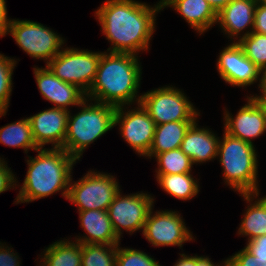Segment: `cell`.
<instances>
[{
	"label": "cell",
	"mask_w": 266,
	"mask_h": 266,
	"mask_svg": "<svg viewBox=\"0 0 266 266\" xmlns=\"http://www.w3.org/2000/svg\"><path fill=\"white\" fill-rule=\"evenodd\" d=\"M162 10L161 1L151 8L134 0H108L96 11L106 39L112 42L108 51L137 55L148 50L155 30L156 13Z\"/></svg>",
	"instance_id": "6da1fadb"
},
{
	"label": "cell",
	"mask_w": 266,
	"mask_h": 266,
	"mask_svg": "<svg viewBox=\"0 0 266 266\" xmlns=\"http://www.w3.org/2000/svg\"><path fill=\"white\" fill-rule=\"evenodd\" d=\"M138 57L130 53H102L87 98L115 107L134 102L140 86Z\"/></svg>",
	"instance_id": "7a4b0ae2"
},
{
	"label": "cell",
	"mask_w": 266,
	"mask_h": 266,
	"mask_svg": "<svg viewBox=\"0 0 266 266\" xmlns=\"http://www.w3.org/2000/svg\"><path fill=\"white\" fill-rule=\"evenodd\" d=\"M37 152L36 157L27 160L28 171L15 202H31L63 189L62 196L67 198L77 159L62 148H39Z\"/></svg>",
	"instance_id": "3957f363"
},
{
	"label": "cell",
	"mask_w": 266,
	"mask_h": 266,
	"mask_svg": "<svg viewBox=\"0 0 266 266\" xmlns=\"http://www.w3.org/2000/svg\"><path fill=\"white\" fill-rule=\"evenodd\" d=\"M217 156L224 169V179L230 187L240 192L247 202L259 195L257 188V154L253 143L233 137L224 131L219 140ZM256 195V196H255Z\"/></svg>",
	"instance_id": "277c9868"
},
{
	"label": "cell",
	"mask_w": 266,
	"mask_h": 266,
	"mask_svg": "<svg viewBox=\"0 0 266 266\" xmlns=\"http://www.w3.org/2000/svg\"><path fill=\"white\" fill-rule=\"evenodd\" d=\"M81 103L82 110L74 116L68 115L67 131L62 149L79 160L87 146L105 134L114 125L116 107L95 102Z\"/></svg>",
	"instance_id": "5b68a950"
},
{
	"label": "cell",
	"mask_w": 266,
	"mask_h": 266,
	"mask_svg": "<svg viewBox=\"0 0 266 266\" xmlns=\"http://www.w3.org/2000/svg\"><path fill=\"white\" fill-rule=\"evenodd\" d=\"M137 100L156 125L173 121H196L199 115L184 93L170 86L151 90L138 96Z\"/></svg>",
	"instance_id": "8992f818"
},
{
	"label": "cell",
	"mask_w": 266,
	"mask_h": 266,
	"mask_svg": "<svg viewBox=\"0 0 266 266\" xmlns=\"http://www.w3.org/2000/svg\"><path fill=\"white\" fill-rule=\"evenodd\" d=\"M78 50L61 49L46 66L60 80L74 84L87 93L94 82L101 53Z\"/></svg>",
	"instance_id": "52a82bcc"
},
{
	"label": "cell",
	"mask_w": 266,
	"mask_h": 266,
	"mask_svg": "<svg viewBox=\"0 0 266 266\" xmlns=\"http://www.w3.org/2000/svg\"><path fill=\"white\" fill-rule=\"evenodd\" d=\"M71 183L66 199L78 206V211H107L120 191L114 176L107 173L89 171L81 180Z\"/></svg>",
	"instance_id": "ba28073f"
},
{
	"label": "cell",
	"mask_w": 266,
	"mask_h": 266,
	"mask_svg": "<svg viewBox=\"0 0 266 266\" xmlns=\"http://www.w3.org/2000/svg\"><path fill=\"white\" fill-rule=\"evenodd\" d=\"M17 45L35 59L47 64L61 51L64 40L48 27L30 20H11L8 33Z\"/></svg>",
	"instance_id": "9c48e42d"
},
{
	"label": "cell",
	"mask_w": 266,
	"mask_h": 266,
	"mask_svg": "<svg viewBox=\"0 0 266 266\" xmlns=\"http://www.w3.org/2000/svg\"><path fill=\"white\" fill-rule=\"evenodd\" d=\"M153 206V198L145 193L122 196L119 193L108 207V215L116 232L121 237V229L130 233L144 229L148 213Z\"/></svg>",
	"instance_id": "30bf717a"
},
{
	"label": "cell",
	"mask_w": 266,
	"mask_h": 266,
	"mask_svg": "<svg viewBox=\"0 0 266 266\" xmlns=\"http://www.w3.org/2000/svg\"><path fill=\"white\" fill-rule=\"evenodd\" d=\"M123 109V106L116 107L114 125L120 124L125 141L140 155L146 156L154 140L156 124L141 104L131 111L123 112Z\"/></svg>",
	"instance_id": "8fae6325"
},
{
	"label": "cell",
	"mask_w": 266,
	"mask_h": 266,
	"mask_svg": "<svg viewBox=\"0 0 266 266\" xmlns=\"http://www.w3.org/2000/svg\"><path fill=\"white\" fill-rule=\"evenodd\" d=\"M150 209L144 224L143 235L154 246H171L182 244L193 239L183 219L175 211H161L152 215Z\"/></svg>",
	"instance_id": "7c38bea8"
},
{
	"label": "cell",
	"mask_w": 266,
	"mask_h": 266,
	"mask_svg": "<svg viewBox=\"0 0 266 266\" xmlns=\"http://www.w3.org/2000/svg\"><path fill=\"white\" fill-rule=\"evenodd\" d=\"M217 68L226 83L238 87L253 84L261 74V70L245 56L237 42L222 50L217 61Z\"/></svg>",
	"instance_id": "4fadbf2b"
},
{
	"label": "cell",
	"mask_w": 266,
	"mask_h": 266,
	"mask_svg": "<svg viewBox=\"0 0 266 266\" xmlns=\"http://www.w3.org/2000/svg\"><path fill=\"white\" fill-rule=\"evenodd\" d=\"M69 113V110L52 107L28 117L38 148H43L47 143L54 144L53 148L63 147Z\"/></svg>",
	"instance_id": "5bb4252c"
},
{
	"label": "cell",
	"mask_w": 266,
	"mask_h": 266,
	"mask_svg": "<svg viewBox=\"0 0 266 266\" xmlns=\"http://www.w3.org/2000/svg\"><path fill=\"white\" fill-rule=\"evenodd\" d=\"M35 79L44 99L54 103L55 108L68 110V106L77 105L86 99V93L78 86L64 82L56 77L46 66L34 68Z\"/></svg>",
	"instance_id": "9a60e30c"
},
{
	"label": "cell",
	"mask_w": 266,
	"mask_h": 266,
	"mask_svg": "<svg viewBox=\"0 0 266 266\" xmlns=\"http://www.w3.org/2000/svg\"><path fill=\"white\" fill-rule=\"evenodd\" d=\"M247 105L243 106L233 118L225 112V132L243 141L252 143V138L266 131V120L262 109L252 98L247 97Z\"/></svg>",
	"instance_id": "2e32d148"
},
{
	"label": "cell",
	"mask_w": 266,
	"mask_h": 266,
	"mask_svg": "<svg viewBox=\"0 0 266 266\" xmlns=\"http://www.w3.org/2000/svg\"><path fill=\"white\" fill-rule=\"evenodd\" d=\"M80 226L87 232L84 238L76 241L81 244L119 245L120 238L116 235L107 211H79Z\"/></svg>",
	"instance_id": "e0dca14e"
},
{
	"label": "cell",
	"mask_w": 266,
	"mask_h": 266,
	"mask_svg": "<svg viewBox=\"0 0 266 266\" xmlns=\"http://www.w3.org/2000/svg\"><path fill=\"white\" fill-rule=\"evenodd\" d=\"M219 139L209 129L197 128L196 121L187 130L181 143L182 152L192 164L203 163L217 156Z\"/></svg>",
	"instance_id": "ac0fdd59"
},
{
	"label": "cell",
	"mask_w": 266,
	"mask_h": 266,
	"mask_svg": "<svg viewBox=\"0 0 266 266\" xmlns=\"http://www.w3.org/2000/svg\"><path fill=\"white\" fill-rule=\"evenodd\" d=\"M258 0H232L217 14V22L230 37L254 25V14Z\"/></svg>",
	"instance_id": "d6986e66"
},
{
	"label": "cell",
	"mask_w": 266,
	"mask_h": 266,
	"mask_svg": "<svg viewBox=\"0 0 266 266\" xmlns=\"http://www.w3.org/2000/svg\"><path fill=\"white\" fill-rule=\"evenodd\" d=\"M162 8L173 6L192 28L204 33L217 23V13L206 0H160Z\"/></svg>",
	"instance_id": "ffe728a7"
},
{
	"label": "cell",
	"mask_w": 266,
	"mask_h": 266,
	"mask_svg": "<svg viewBox=\"0 0 266 266\" xmlns=\"http://www.w3.org/2000/svg\"><path fill=\"white\" fill-rule=\"evenodd\" d=\"M195 121H173L156 125L154 140L147 157L181 147L187 130Z\"/></svg>",
	"instance_id": "44dd1931"
},
{
	"label": "cell",
	"mask_w": 266,
	"mask_h": 266,
	"mask_svg": "<svg viewBox=\"0 0 266 266\" xmlns=\"http://www.w3.org/2000/svg\"><path fill=\"white\" fill-rule=\"evenodd\" d=\"M42 258V266H82V244L60 240L51 244Z\"/></svg>",
	"instance_id": "7402d4cb"
},
{
	"label": "cell",
	"mask_w": 266,
	"mask_h": 266,
	"mask_svg": "<svg viewBox=\"0 0 266 266\" xmlns=\"http://www.w3.org/2000/svg\"><path fill=\"white\" fill-rule=\"evenodd\" d=\"M0 143L9 147L38 150L33 137L29 118L8 124L0 128Z\"/></svg>",
	"instance_id": "603a6c76"
},
{
	"label": "cell",
	"mask_w": 266,
	"mask_h": 266,
	"mask_svg": "<svg viewBox=\"0 0 266 266\" xmlns=\"http://www.w3.org/2000/svg\"><path fill=\"white\" fill-rule=\"evenodd\" d=\"M156 177L160 187L178 199L189 200L199 192L197 180L190 173L157 174Z\"/></svg>",
	"instance_id": "cb8c5ba5"
},
{
	"label": "cell",
	"mask_w": 266,
	"mask_h": 266,
	"mask_svg": "<svg viewBox=\"0 0 266 266\" xmlns=\"http://www.w3.org/2000/svg\"><path fill=\"white\" fill-rule=\"evenodd\" d=\"M238 234L249 236L248 240L266 235V197L248 206Z\"/></svg>",
	"instance_id": "d4e9b609"
},
{
	"label": "cell",
	"mask_w": 266,
	"mask_h": 266,
	"mask_svg": "<svg viewBox=\"0 0 266 266\" xmlns=\"http://www.w3.org/2000/svg\"><path fill=\"white\" fill-rule=\"evenodd\" d=\"M117 245L82 244V266H116Z\"/></svg>",
	"instance_id": "484cf974"
},
{
	"label": "cell",
	"mask_w": 266,
	"mask_h": 266,
	"mask_svg": "<svg viewBox=\"0 0 266 266\" xmlns=\"http://www.w3.org/2000/svg\"><path fill=\"white\" fill-rule=\"evenodd\" d=\"M158 161L157 174H183L190 173L191 159L185 155L181 148L159 153L155 156Z\"/></svg>",
	"instance_id": "4316f807"
},
{
	"label": "cell",
	"mask_w": 266,
	"mask_h": 266,
	"mask_svg": "<svg viewBox=\"0 0 266 266\" xmlns=\"http://www.w3.org/2000/svg\"><path fill=\"white\" fill-rule=\"evenodd\" d=\"M236 42L260 70L266 68V35L247 31Z\"/></svg>",
	"instance_id": "83f0119b"
},
{
	"label": "cell",
	"mask_w": 266,
	"mask_h": 266,
	"mask_svg": "<svg viewBox=\"0 0 266 266\" xmlns=\"http://www.w3.org/2000/svg\"><path fill=\"white\" fill-rule=\"evenodd\" d=\"M16 61L0 53V117L6 115L12 91V74Z\"/></svg>",
	"instance_id": "f1b7e54d"
},
{
	"label": "cell",
	"mask_w": 266,
	"mask_h": 266,
	"mask_svg": "<svg viewBox=\"0 0 266 266\" xmlns=\"http://www.w3.org/2000/svg\"><path fill=\"white\" fill-rule=\"evenodd\" d=\"M119 248L117 245L116 266H160L156 260L140 250Z\"/></svg>",
	"instance_id": "f546056e"
},
{
	"label": "cell",
	"mask_w": 266,
	"mask_h": 266,
	"mask_svg": "<svg viewBox=\"0 0 266 266\" xmlns=\"http://www.w3.org/2000/svg\"><path fill=\"white\" fill-rule=\"evenodd\" d=\"M227 266H266V257L253 256L244 248L227 259Z\"/></svg>",
	"instance_id": "4dcf8cb0"
},
{
	"label": "cell",
	"mask_w": 266,
	"mask_h": 266,
	"mask_svg": "<svg viewBox=\"0 0 266 266\" xmlns=\"http://www.w3.org/2000/svg\"><path fill=\"white\" fill-rule=\"evenodd\" d=\"M252 32L266 35V4L262 0L257 2Z\"/></svg>",
	"instance_id": "1f68e13d"
},
{
	"label": "cell",
	"mask_w": 266,
	"mask_h": 266,
	"mask_svg": "<svg viewBox=\"0 0 266 266\" xmlns=\"http://www.w3.org/2000/svg\"><path fill=\"white\" fill-rule=\"evenodd\" d=\"M182 257L176 262L174 266H217L214 265L208 257L203 256H187L185 254H180ZM220 266V265H218ZM227 266V260L224 261V265Z\"/></svg>",
	"instance_id": "d6a6232c"
},
{
	"label": "cell",
	"mask_w": 266,
	"mask_h": 266,
	"mask_svg": "<svg viewBox=\"0 0 266 266\" xmlns=\"http://www.w3.org/2000/svg\"><path fill=\"white\" fill-rule=\"evenodd\" d=\"M15 182L14 174L0 158V193L11 189Z\"/></svg>",
	"instance_id": "836d02e7"
},
{
	"label": "cell",
	"mask_w": 266,
	"mask_h": 266,
	"mask_svg": "<svg viewBox=\"0 0 266 266\" xmlns=\"http://www.w3.org/2000/svg\"><path fill=\"white\" fill-rule=\"evenodd\" d=\"M245 249L253 256L266 257V235L248 240Z\"/></svg>",
	"instance_id": "e575fe53"
},
{
	"label": "cell",
	"mask_w": 266,
	"mask_h": 266,
	"mask_svg": "<svg viewBox=\"0 0 266 266\" xmlns=\"http://www.w3.org/2000/svg\"><path fill=\"white\" fill-rule=\"evenodd\" d=\"M7 248H4L2 245L0 246V266H20L19 258L16 256L17 253H14L8 246Z\"/></svg>",
	"instance_id": "d590c367"
},
{
	"label": "cell",
	"mask_w": 266,
	"mask_h": 266,
	"mask_svg": "<svg viewBox=\"0 0 266 266\" xmlns=\"http://www.w3.org/2000/svg\"><path fill=\"white\" fill-rule=\"evenodd\" d=\"M11 20L7 19V7L5 0H0V36H5L8 32Z\"/></svg>",
	"instance_id": "8d00e7d4"
},
{
	"label": "cell",
	"mask_w": 266,
	"mask_h": 266,
	"mask_svg": "<svg viewBox=\"0 0 266 266\" xmlns=\"http://www.w3.org/2000/svg\"><path fill=\"white\" fill-rule=\"evenodd\" d=\"M213 10L218 14L224 7H226L232 0H206Z\"/></svg>",
	"instance_id": "74e56055"
},
{
	"label": "cell",
	"mask_w": 266,
	"mask_h": 266,
	"mask_svg": "<svg viewBox=\"0 0 266 266\" xmlns=\"http://www.w3.org/2000/svg\"><path fill=\"white\" fill-rule=\"evenodd\" d=\"M263 71V72H262ZM260 73H262V76H261V78H260V85H259V87H260V91H262L261 93H262V95L261 96H251L252 98H266V68H264V69H262L261 71H260Z\"/></svg>",
	"instance_id": "f35d334b"
},
{
	"label": "cell",
	"mask_w": 266,
	"mask_h": 266,
	"mask_svg": "<svg viewBox=\"0 0 266 266\" xmlns=\"http://www.w3.org/2000/svg\"><path fill=\"white\" fill-rule=\"evenodd\" d=\"M263 111L266 120V98H253Z\"/></svg>",
	"instance_id": "ab89813d"
}]
</instances>
